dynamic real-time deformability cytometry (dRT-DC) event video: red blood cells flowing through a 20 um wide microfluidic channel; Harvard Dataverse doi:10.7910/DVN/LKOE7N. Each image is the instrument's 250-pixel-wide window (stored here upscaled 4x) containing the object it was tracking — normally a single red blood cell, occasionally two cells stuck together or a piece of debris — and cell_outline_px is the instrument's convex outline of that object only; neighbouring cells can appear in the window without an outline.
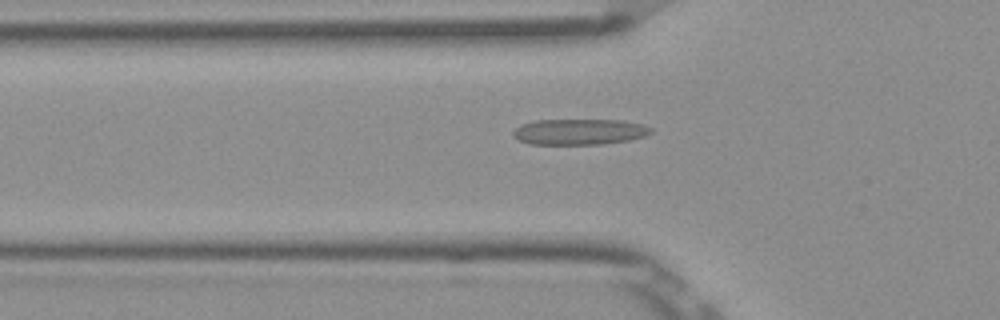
{"species": "Egyptian fruit bat (a non-hibernating species)", "species_latin": "Rousettus aegyptiacus", "temperature_condition": "room temperature", "stored_images_in_passage": 48, "camera_frame_rate_fps": 3000, "um_per_image_px": 0.085, "frame": {"image": 1, "passage_image": 17, "time_ms": 5.333, "image_size_px": [1000, 320], "cell_outline_px": [[652, 132], [644, 136], [628, 140], [600, 144], [528, 144], [512, 136], [512, 132], [520, 124], [536, 120], [624, 120], [644, 124], [652, 128]], "centroid_in_image_um": [49.24, 11.19], "position_along_channel_um": 76.6, "area_um2": 20.81}}
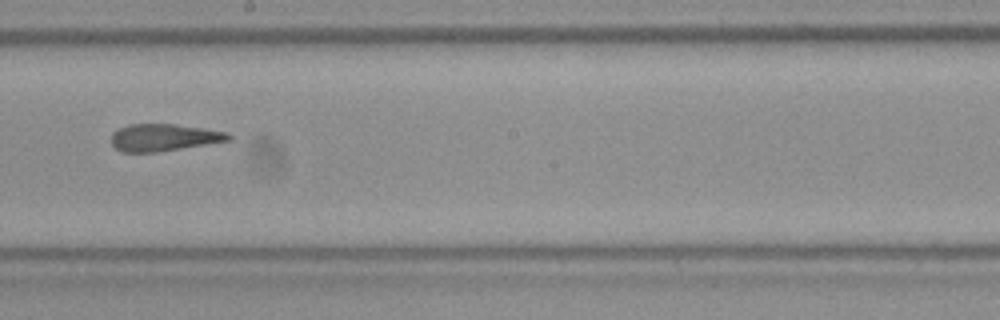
{"frame": {"image": 2, "passage_image": 29, "time_ms": 9.333, "image_size_px": [1000, 320], "cell_outline_px": [[232, 140], [156, 152], [120, 152], [112, 144], [112, 132], [128, 124], [172, 124], [204, 128], [228, 132], [232, 136]], "centroid_in_image_um": [13.93, 11.68], "position_along_channel_um": 234.3, "area_um2": 18.5}}
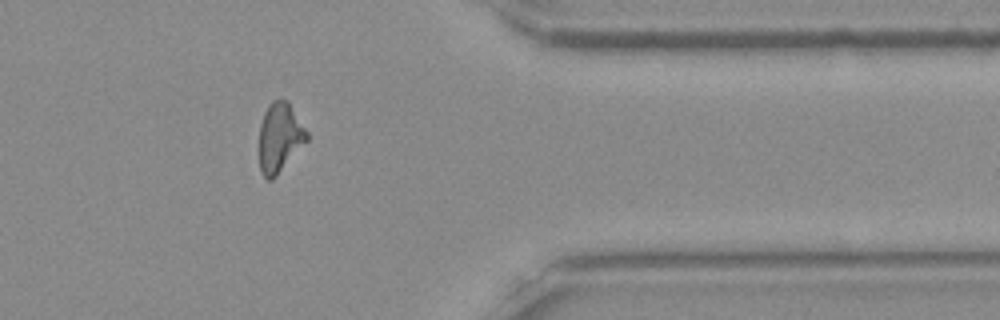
{"frame": {"image": 3, "passage_image": 42, "time_ms": 13.667, "image_size_px": [1000, 320], "cell_outline_px": [[308, 140], [276, 176], [272, 180], [268, 180], [260, 172], [260, 124], [264, 112], [268, 104], [272, 100], [280, 96], [288, 100], [308, 132]], "centroid_in_image_um": [23.78, 11.63], "position_along_channel_um": 387.6, "area_um2": 19.48}, "authors_computed_cell_mechanics": {"area_um2": 20.1144, "velocity_mm_per_s": 3.9095, "shape_relaxation_time_tau1_ms": null, "shape_relaxation_time_tau2_ms": 1.833, "deformation_change_tau1": null, "deformation_change_tau2": 0.1184}}